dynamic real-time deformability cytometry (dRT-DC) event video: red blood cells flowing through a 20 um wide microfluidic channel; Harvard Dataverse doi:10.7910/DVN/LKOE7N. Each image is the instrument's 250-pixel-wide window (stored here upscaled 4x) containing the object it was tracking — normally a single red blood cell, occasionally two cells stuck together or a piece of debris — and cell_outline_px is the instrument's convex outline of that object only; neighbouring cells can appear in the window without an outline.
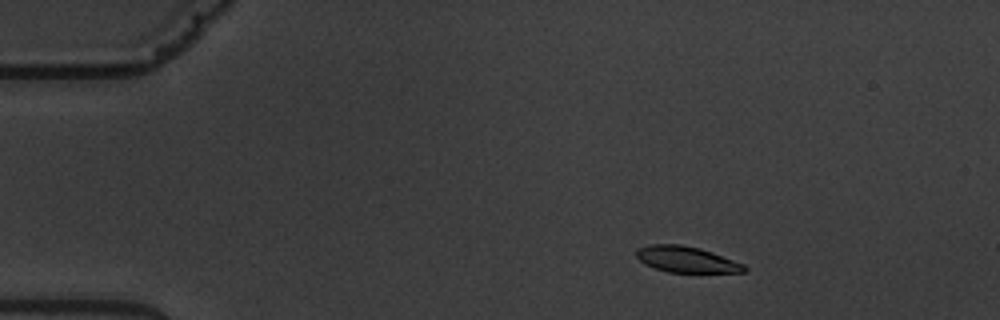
{"species": "common noctule bat (a hibernating species)", "species_latin": "Nyctalus noctula", "temperature_condition": "warm", "stored_images_in_passage": 5, "camera_frame_rate_fps": 3000, "um_per_image_px": 0.085, "animal": {"sex": "male", "body_mass_g": 19.5, "forearm_length_mm": 54.6}, "frame": {"image": 1, "passage_image": 2, "time_ms": 1.333, "image_size_px": [1000, 320], "cell_outline_px": [[748, 268], [744, 272], [668, 272], [644, 264], [636, 256], [636, 248], [652, 244], [680, 244], [700, 248], [712, 252], [744, 264]], "centroid_in_image_um": [58.33, 22.04], "position_along_channel_um": 26.7, "area_um2": 16.3}}
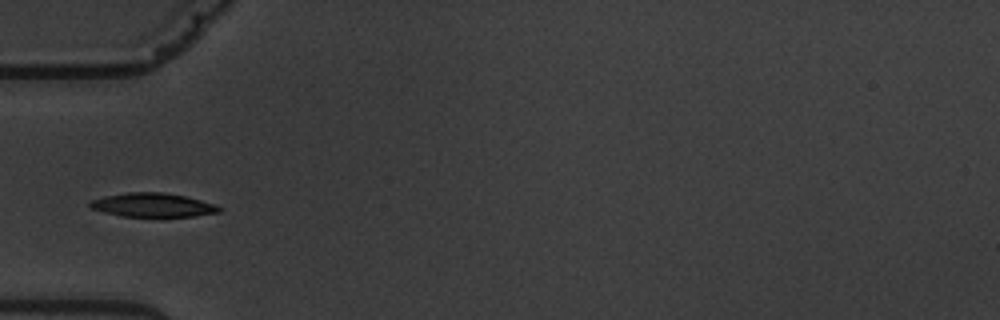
{"frame": {"image": 2, "passage_image": 5, "time_ms": 4.667, "image_size_px": [1000, 320], "cell_outline_px": [[220, 212], [192, 216], [120, 216], [104, 212], [92, 208], [88, 204], [92, 200], [104, 196], [128, 192], [164, 192], [184, 196], [216, 204], [220, 208]], "centroid_in_image_um": [12.97, 17.42], "position_along_channel_um": 72.0, "area_um2": 17.74}}